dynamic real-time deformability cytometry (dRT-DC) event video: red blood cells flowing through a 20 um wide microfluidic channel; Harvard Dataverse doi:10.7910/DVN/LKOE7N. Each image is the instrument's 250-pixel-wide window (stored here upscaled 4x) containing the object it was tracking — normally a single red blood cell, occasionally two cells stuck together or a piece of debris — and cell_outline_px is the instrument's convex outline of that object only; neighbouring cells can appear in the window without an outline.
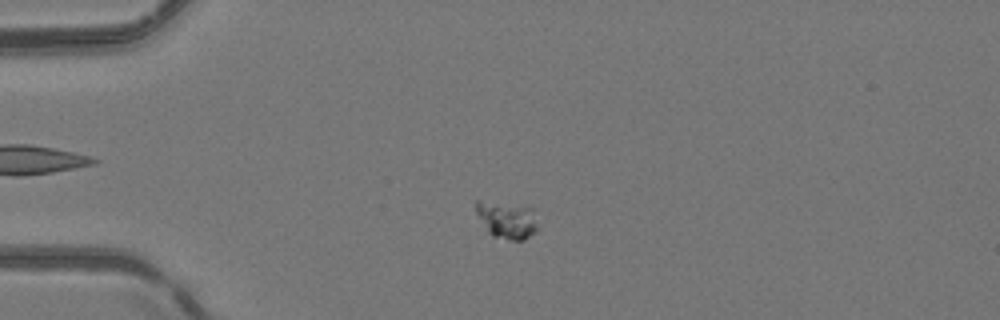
{"species": "common noctule bat (a hibernating species)", "species_latin": "Nyctalus noctula", "temperature_condition": "room temperature", "stored_images_in_passage": 47, "camera_frame_rate_fps": 3000, "um_per_image_px": 0.085, "animal": {"sex": "female", "body_mass_g": 24.6, "forearm_length_mm": 56.2}, "frame": {"image": 1, "passage_image": 9, "time_ms": 2.667, "image_size_px": [1000, 320], "cell_outline_px": [[536, 232], [524, 240], [508, 240], [492, 236], [488, 232], [476, 212], [476, 200], [480, 200], [532, 208], [536, 224]], "centroid_in_image_um": [43.07, 18.72], "position_along_channel_um": 41.9, "area_um2": 13.06}}
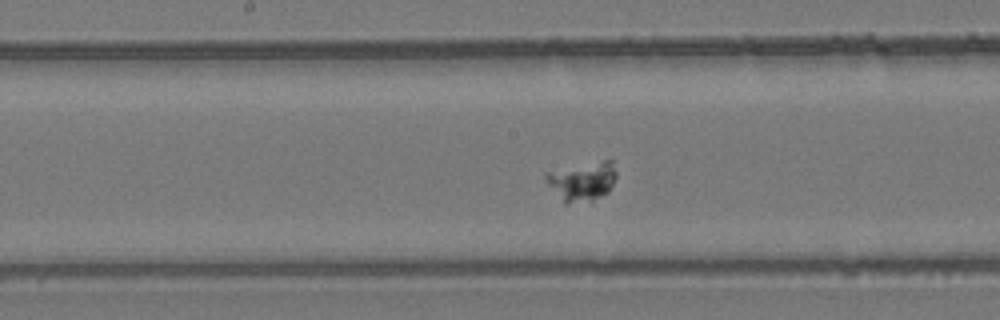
{"frame": {"image": 2, "passage_image": 23, "time_ms": 7.333, "image_size_px": [1000, 320], "cell_outline_px": [[616, 176], [608, 192], [592, 200], [568, 204], [564, 204], [548, 184], [544, 176], [544, 172], [604, 160], [612, 160], [616, 172]], "centroid_in_image_um": [49.47, 15.41], "position_along_channel_um": 198.7, "area_um2": 15.84}}
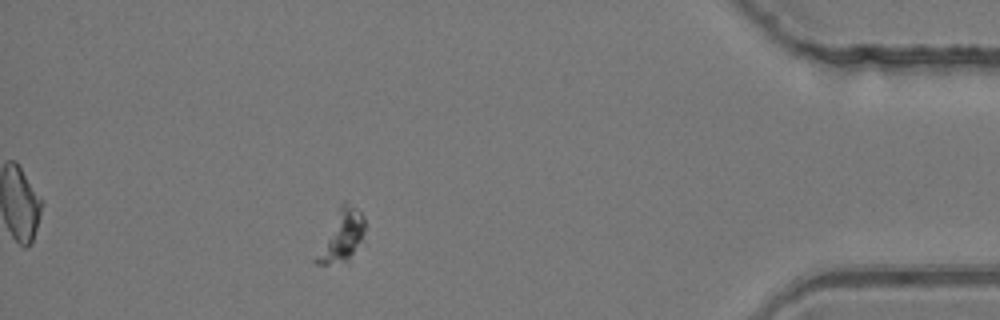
{"frame": {"image": 3, "passage_image": 42, "time_ms": 13.667, "image_size_px": [1000, 320], "cell_outline_px": [[364, 232], [348, 264], [316, 264], [312, 260], [340, 204], [344, 200], [356, 208], [364, 216]], "centroid_in_image_um": [29.0, 20.1], "position_along_channel_um": 406.2, "area_um2": 14.57}}